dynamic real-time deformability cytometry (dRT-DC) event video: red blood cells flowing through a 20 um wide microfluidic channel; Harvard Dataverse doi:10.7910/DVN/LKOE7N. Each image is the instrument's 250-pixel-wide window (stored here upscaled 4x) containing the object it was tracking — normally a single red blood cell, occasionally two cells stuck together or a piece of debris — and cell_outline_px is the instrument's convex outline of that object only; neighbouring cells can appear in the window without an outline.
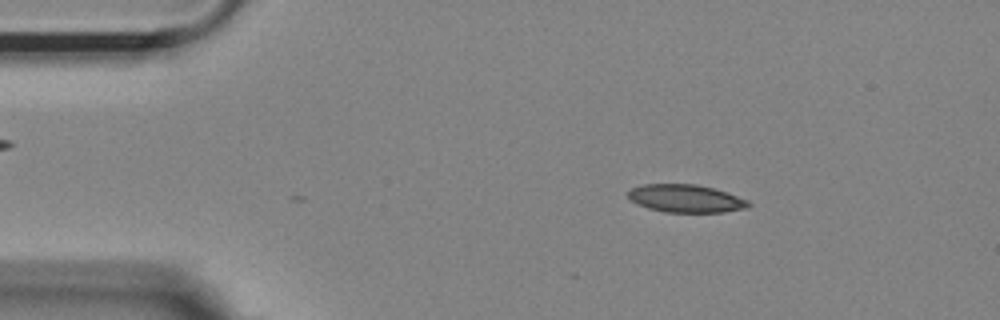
{"species": "Egyptian fruit bat (a non-hibernating species)", "species_latin": "Rousettus aegyptiacus", "temperature_condition": "room temperature", "stored_images_in_passage": 12, "camera_frame_rate_fps": 3000, "um_per_image_px": 0.085, "animal": {"sex": "female"}, "frame": {"image": 1, "passage_image": 1, "time_ms": 0.0, "image_size_px": [1000, 320], "cell_outline_px": [[752, 204], [748, 208], [724, 212], [664, 212], [648, 208], [636, 204], [628, 196], [628, 192], [632, 188], [644, 184], [696, 184], [728, 192], [748, 200]], "centroid_in_image_um": [58.32, 16.87], "position_along_channel_um": 26.7, "area_um2": 19.59}}
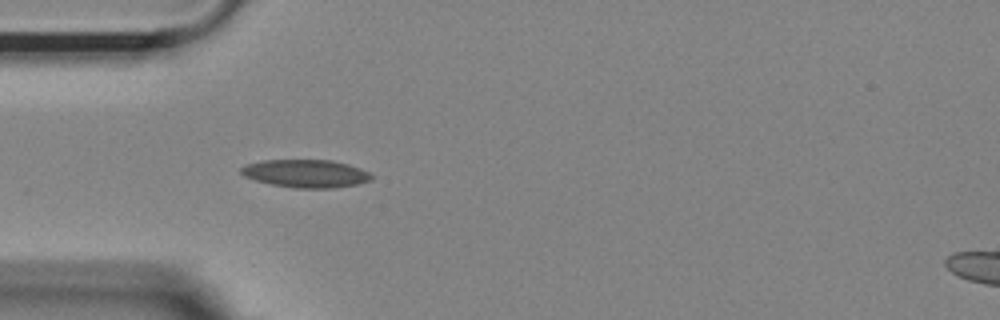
{"frame": {"image": 2, "passage_image": 8, "time_ms": 2.333, "image_size_px": [1000, 320], "cell_outline_px": [[372, 180], [356, 184], [332, 188], [296, 188], [272, 184], [256, 180], [244, 176], [240, 172], [240, 168], [244, 164], [264, 160], [332, 160], [348, 164], [360, 168], [368, 172], [372, 176]], "centroid_in_image_um": [25.98, 14.74], "position_along_channel_um": 59.0, "area_um2": 21.15}}